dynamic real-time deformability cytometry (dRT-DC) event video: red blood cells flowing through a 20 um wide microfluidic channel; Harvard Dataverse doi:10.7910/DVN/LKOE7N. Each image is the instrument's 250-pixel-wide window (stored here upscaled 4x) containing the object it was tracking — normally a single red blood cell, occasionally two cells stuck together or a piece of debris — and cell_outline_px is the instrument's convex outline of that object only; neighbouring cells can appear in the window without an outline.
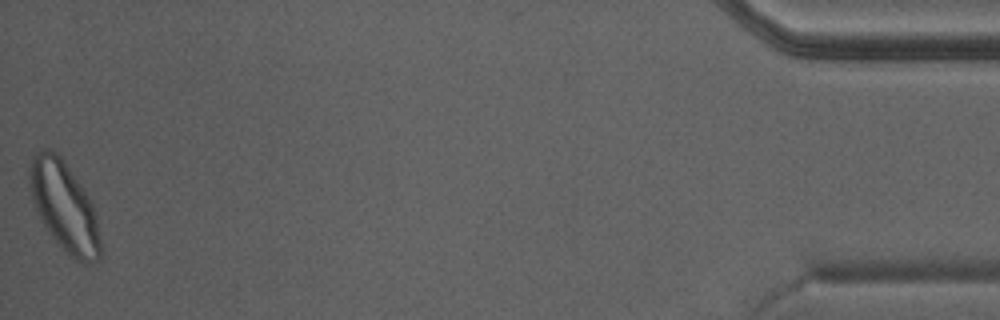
{"species": "Egyptian fruit bat (a non-hibernating species)", "species_latin": "Rousettus aegyptiacus", "temperature_condition": "warm", "stored_images_in_passage": 43, "camera_frame_rate_fps": 3000, "um_per_image_px": 0.085, "animal": {"sex": "male"}, "frame": {"image": 1, "passage_image": 43, "time_ms": 14.0, "image_size_px": [1000, 320], "cell_outline_px": [[100, 260], [92, 264], [84, 264], [76, 260], [64, 252], [48, 232], [40, 220], [36, 212], [32, 200], [28, 184], [28, 168], [32, 156], [36, 152], [44, 148], [48, 148], [56, 152], [64, 160], [88, 196], [92, 204], [96, 216], [100, 240]], "centroid_in_image_um": [5.43, 17.57], "position_along_channel_um": 429.8, "area_um2": 37.45}}